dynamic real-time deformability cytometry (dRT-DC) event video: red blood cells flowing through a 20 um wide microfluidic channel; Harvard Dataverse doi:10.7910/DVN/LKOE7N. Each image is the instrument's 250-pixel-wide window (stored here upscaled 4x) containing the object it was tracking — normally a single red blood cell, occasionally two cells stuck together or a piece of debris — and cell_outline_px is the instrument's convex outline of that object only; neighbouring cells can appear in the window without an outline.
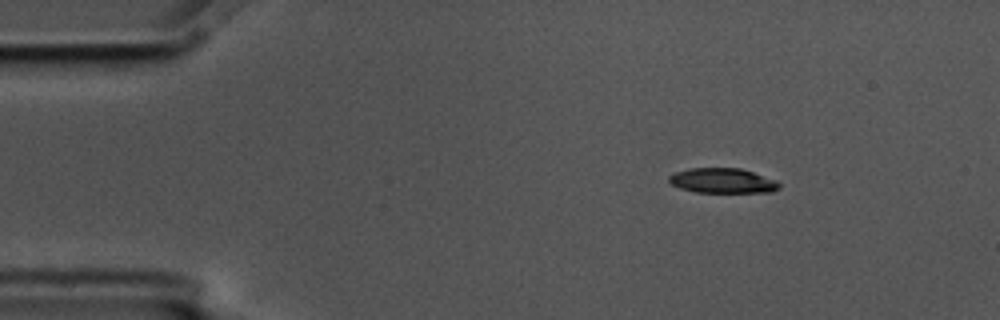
{"species": "common noctule bat (a hibernating species)", "species_latin": "Nyctalus noctula", "temperature_condition": "cold", "stored_images_in_passage": 4, "camera_frame_rate_fps": 3000, "um_per_image_px": 0.085, "animal": {"sex": "male", "body_mass_g": 17.5, "forearm_length_mm": 52.3}, "frame": {"image": 1, "passage_image": 1, "time_ms": 0.0, "image_size_px": [1000, 320], "cell_outline_px": [[780, 188], [772, 192], [696, 192], [680, 188], [672, 184], [668, 180], [668, 176], [676, 172], [688, 168], [740, 168], [776, 180], [780, 184]], "centroid_in_image_um": [61.42, 15.36], "position_along_channel_um": 23.6, "area_um2": 15.95}}
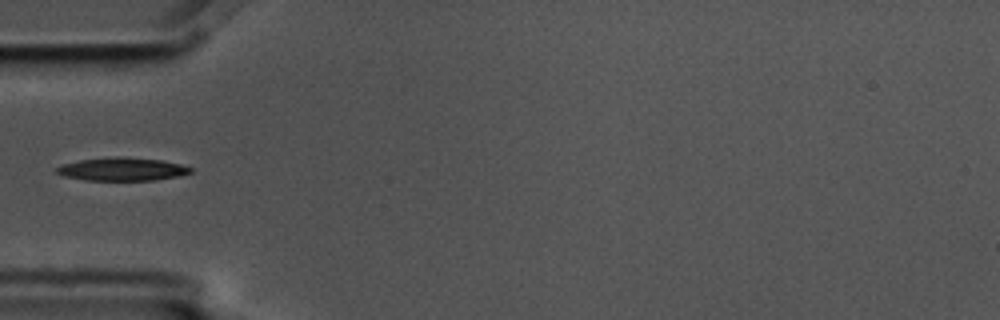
{"frame": {"image": 2, "passage_image": 4, "time_ms": 1.0, "image_size_px": [1000, 320], "cell_outline_px": [[192, 172], [176, 176], [156, 180], [84, 180], [64, 176], [56, 172], [56, 168], [64, 164], [80, 160], [120, 156], [160, 160], [180, 164], [192, 168]], "centroid_in_image_um": [10.38, 14.38], "position_along_channel_um": 74.6, "area_um2": 17.8}}